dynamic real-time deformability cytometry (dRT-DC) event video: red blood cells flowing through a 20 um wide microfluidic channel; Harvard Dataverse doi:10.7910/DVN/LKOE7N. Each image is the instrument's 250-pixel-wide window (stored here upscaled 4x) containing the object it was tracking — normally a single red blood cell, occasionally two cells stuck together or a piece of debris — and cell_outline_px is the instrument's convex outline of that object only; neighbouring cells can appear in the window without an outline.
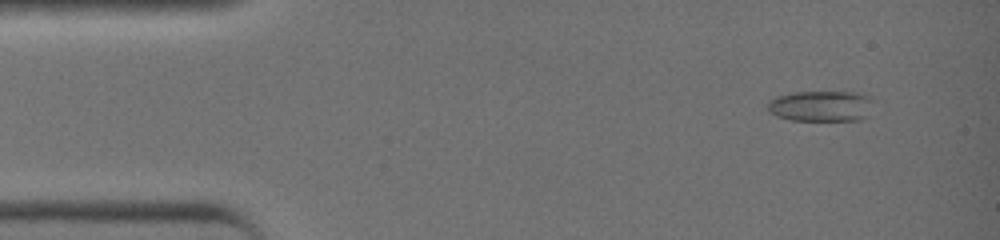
{"species": "common noctule bat (a hibernating species)", "species_latin": "Nyctalus noctula", "temperature_condition": "warm", "stored_images_in_passage": 42, "camera_frame_rate_fps": 3000, "um_per_image_px": 0.085, "animal": {"sex": "female", "body_mass_g": 19.0, "forearm_length_mm": 51.5}, "frame": {"image": 1, "passage_image": 4, "time_ms": 1.0, "image_size_px": [1000, 240], "cell_outline_px": [[876, 104], [868, 116], [860, 120], [792, 120], [776, 116], [768, 112], [768, 104], [776, 96], [792, 92], [860, 92], [876, 100]], "centroid_in_image_um": [69.88, 9.01], "position_along_channel_um": 15.1, "area_um2": 19.42}}
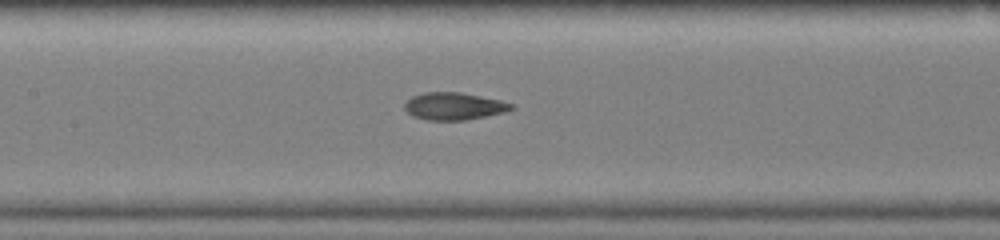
{"frame": {"image": 2, "passage_image": 20, "time_ms": 6.333, "image_size_px": [1000, 240], "cell_outline_px": [[516, 108], [504, 112], [464, 120], [428, 120], [412, 116], [404, 108], [404, 104], [412, 96], [424, 92], [460, 92], [500, 100], [516, 104]], "centroid_in_image_um": [38.6, 9.02], "position_along_channel_um": 168.8, "area_um2": 16.99}}
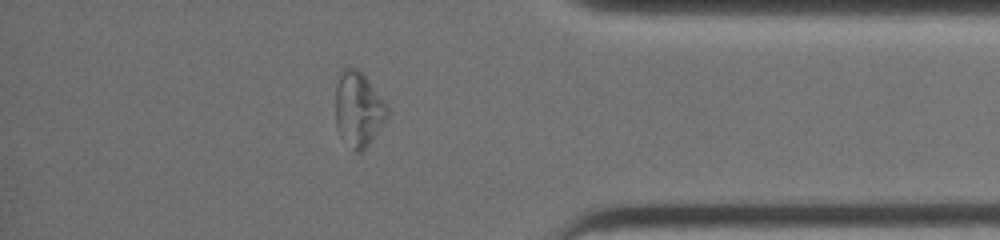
{"frame": {"image": 3, "passage_image": 36, "time_ms": 11.667, "image_size_px": [1000, 240], "cell_outline_px": [[388, 116], [368, 144], [360, 152], [356, 152], [340, 136], [336, 128], [336, 84], [340, 72], [344, 68], [356, 68], [364, 76], [388, 108]], "centroid_in_image_um": [30.42, 9.29], "position_along_channel_um": 404.8, "area_um2": 21.91}, "authors_computed_cell_mechanics": {"area_um2": 18.3804, "velocity_mm_per_s": 4.647, "shape_relaxation_time_tau1_ms": null, "shape_relaxation_time_tau2_ms": 1.02, "deformation_change_tau1": null, "deformation_change_tau2": 0.0625}}